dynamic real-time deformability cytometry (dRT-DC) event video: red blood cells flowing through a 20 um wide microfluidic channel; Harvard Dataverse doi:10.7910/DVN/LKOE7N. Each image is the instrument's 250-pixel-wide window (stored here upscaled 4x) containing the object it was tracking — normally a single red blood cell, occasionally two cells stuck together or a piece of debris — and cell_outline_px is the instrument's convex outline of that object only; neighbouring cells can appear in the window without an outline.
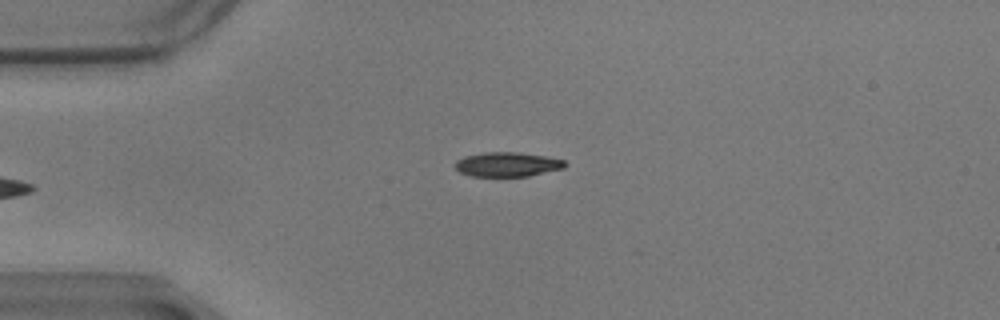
{"species": "common noctule bat (a hibernating species)", "species_latin": "Nyctalus noctula", "temperature_condition": "warm", "stored_images_in_passage": 38, "camera_frame_rate_fps": 3000, "um_per_image_px": 0.085, "animal": {"sex": "male", "body_mass_g": 17.9}, "frame": {"image": 1, "passage_image": 1, "time_ms": 0.0, "image_size_px": [1000, 320], "cell_outline_px": [[568, 164], [564, 168], [528, 176], [472, 176], [460, 172], [452, 164], [456, 160], [464, 156], [484, 152], [520, 152], [544, 156], [564, 160]], "centroid_in_image_um": [43.1, 13.96], "position_along_channel_um": 41.9, "area_um2": 15.72}}
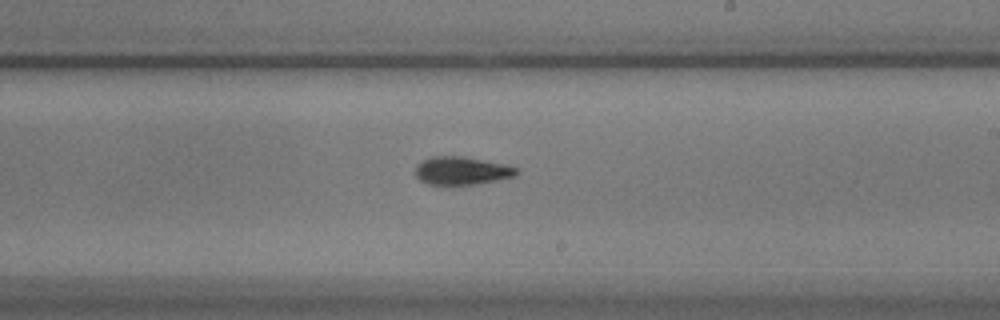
{"frame": {"image": 2, "passage_image": 21, "time_ms": 6.667, "image_size_px": [1000, 320], "cell_outline_px": [[520, 172], [516, 176], [476, 184], [428, 184], [420, 180], [416, 176], [416, 164], [432, 156], [464, 156], [504, 164], [520, 168]], "centroid_in_image_um": [39.28, 14.5], "position_along_channel_um": 249.7, "area_um2": 16.53}}
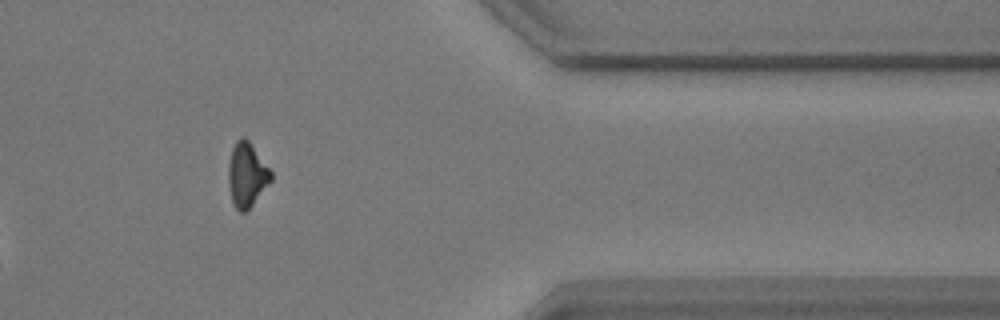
{"frame": {"image": 3, "passage_image": 35, "time_ms": 11.333, "image_size_px": [1000, 320], "cell_outline_px": [[272, 180], [248, 212], [240, 212], [236, 208], [232, 200], [228, 184], [228, 164], [232, 148], [236, 140], [240, 136], [244, 136], [248, 140], [272, 172]], "centroid_in_image_um": [20.98, 14.87], "position_along_channel_um": 390.4, "area_um2": 16.13}, "authors_computed_cell_mechanics": {"area_um2": 16.6753, "velocity_mm_per_s": 3.4637, "shape_relaxation_time_tau1_ms": 4.6318, "shape_relaxation_time_tau2_ms": 2.8977, "deformation_change_tau1": 0.1488, "deformation_change_tau2": 0.0872}}